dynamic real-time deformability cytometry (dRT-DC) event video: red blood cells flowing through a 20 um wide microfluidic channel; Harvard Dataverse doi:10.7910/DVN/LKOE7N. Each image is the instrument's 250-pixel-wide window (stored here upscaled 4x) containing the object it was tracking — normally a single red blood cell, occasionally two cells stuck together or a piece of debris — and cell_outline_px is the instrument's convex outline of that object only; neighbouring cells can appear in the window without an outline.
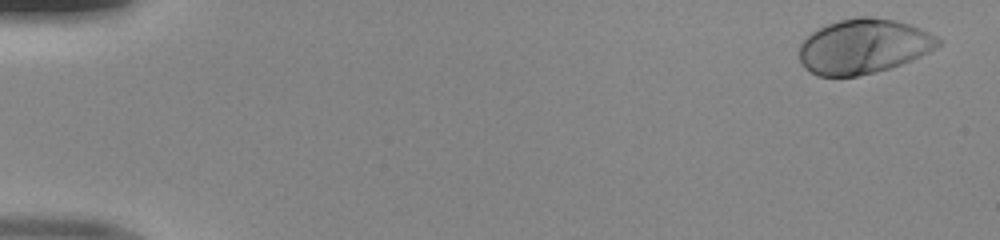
{"species": "human", "species_latin": "Homo sapiens", "temperature_condition": "room temperature", "stored_images_in_passage": 50, "camera_frame_rate_fps": 3000, "um_per_image_px": 0.085, "donor": {"sex": "male"}, "frame": {"image": 1, "passage_image": 2, "time_ms": 0.333, "image_size_px": [1000, 240], "cell_outline_px": [[944, 44], [912, 60], [888, 68], [856, 76], [816, 76], [804, 68], [800, 60], [800, 44], [812, 32], [828, 24], [840, 20], [860, 16], [872, 16], [896, 20], [920, 28], [944, 40]], "centroid_in_image_um": [73.42, 3.93], "position_along_channel_um": 11.6, "area_um2": 44.22}}
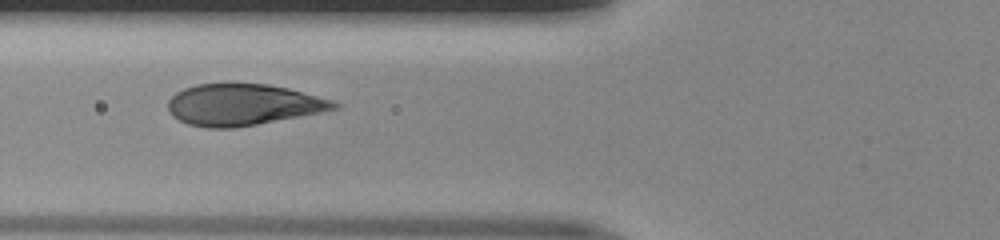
{"frame": {"image": 2, "passage_image": 20, "time_ms": 6.333, "image_size_px": [1000, 240], "cell_outline_px": [[340, 108], [324, 112], [256, 124], [232, 128], [208, 128], [188, 124], [172, 116], [168, 112], [168, 100], [176, 92], [184, 88], [196, 84], [268, 84], [288, 88], [332, 100], [340, 104]], "centroid_in_image_um": [20.65, 8.9], "position_along_channel_um": 105.1, "area_um2": 40.0}}
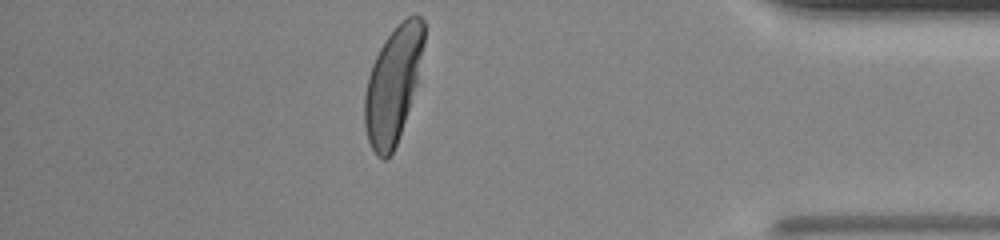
{"frame": {"image": 3, "passage_image": 44, "time_ms": 14.333, "image_size_px": [1000, 240], "cell_outline_px": [[424, 44], [416, 84], [396, 144], [392, 152], [384, 160], [376, 156], [368, 140], [364, 124], [364, 92], [368, 76], [372, 64], [384, 40], [408, 16], [416, 12], [424, 20]], "centroid_in_image_um": [33.39, 7.19], "position_along_channel_um": 401.8, "area_um2": 39.42}}